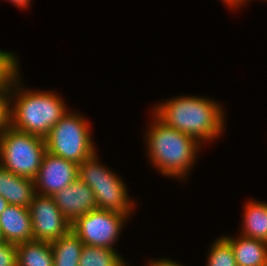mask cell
Here are the masks:
<instances>
[{
    "label": "cell",
    "instance_id": "1",
    "mask_svg": "<svg viewBox=\"0 0 267 266\" xmlns=\"http://www.w3.org/2000/svg\"><path fill=\"white\" fill-rule=\"evenodd\" d=\"M153 113L167 126L201 141H211L224 130L222 107L213 100L195 96L174 97L158 104Z\"/></svg>",
    "mask_w": 267,
    "mask_h": 266
},
{
    "label": "cell",
    "instance_id": "2",
    "mask_svg": "<svg viewBox=\"0 0 267 266\" xmlns=\"http://www.w3.org/2000/svg\"><path fill=\"white\" fill-rule=\"evenodd\" d=\"M18 79L19 73L10 84L11 102L15 101L13 108L11 105V127L45 139L51 128L68 111L67 107L51 91L23 90ZM13 97L17 99L12 100Z\"/></svg>",
    "mask_w": 267,
    "mask_h": 266
},
{
    "label": "cell",
    "instance_id": "3",
    "mask_svg": "<svg viewBox=\"0 0 267 266\" xmlns=\"http://www.w3.org/2000/svg\"><path fill=\"white\" fill-rule=\"evenodd\" d=\"M153 116L154 122L146 134L151 163L162 174L182 179L191 170L201 144L192 136L167 126L155 114Z\"/></svg>",
    "mask_w": 267,
    "mask_h": 266
},
{
    "label": "cell",
    "instance_id": "4",
    "mask_svg": "<svg viewBox=\"0 0 267 266\" xmlns=\"http://www.w3.org/2000/svg\"><path fill=\"white\" fill-rule=\"evenodd\" d=\"M46 151L42 137L11 126L0 134V165L18 176L34 180Z\"/></svg>",
    "mask_w": 267,
    "mask_h": 266
},
{
    "label": "cell",
    "instance_id": "5",
    "mask_svg": "<svg viewBox=\"0 0 267 266\" xmlns=\"http://www.w3.org/2000/svg\"><path fill=\"white\" fill-rule=\"evenodd\" d=\"M88 124L76 112L67 111L45 138L47 152L78 165L90 158L96 150Z\"/></svg>",
    "mask_w": 267,
    "mask_h": 266
},
{
    "label": "cell",
    "instance_id": "6",
    "mask_svg": "<svg viewBox=\"0 0 267 266\" xmlns=\"http://www.w3.org/2000/svg\"><path fill=\"white\" fill-rule=\"evenodd\" d=\"M97 160V153H95L79 164L78 178L93 190L97 209L129 216L135 203L129 199L124 181Z\"/></svg>",
    "mask_w": 267,
    "mask_h": 266
},
{
    "label": "cell",
    "instance_id": "7",
    "mask_svg": "<svg viewBox=\"0 0 267 266\" xmlns=\"http://www.w3.org/2000/svg\"><path fill=\"white\" fill-rule=\"evenodd\" d=\"M127 218L118 212L94 209L77 218L71 224V230L85 245L115 249L112 246Z\"/></svg>",
    "mask_w": 267,
    "mask_h": 266
},
{
    "label": "cell",
    "instance_id": "8",
    "mask_svg": "<svg viewBox=\"0 0 267 266\" xmlns=\"http://www.w3.org/2000/svg\"><path fill=\"white\" fill-rule=\"evenodd\" d=\"M29 210L33 240L53 242L71 229V223L61 213L53 196L36 193Z\"/></svg>",
    "mask_w": 267,
    "mask_h": 266
},
{
    "label": "cell",
    "instance_id": "9",
    "mask_svg": "<svg viewBox=\"0 0 267 266\" xmlns=\"http://www.w3.org/2000/svg\"><path fill=\"white\" fill-rule=\"evenodd\" d=\"M78 166L72 161L46 151L34 179L36 193L53 196L56 192L69 186L78 178Z\"/></svg>",
    "mask_w": 267,
    "mask_h": 266
},
{
    "label": "cell",
    "instance_id": "10",
    "mask_svg": "<svg viewBox=\"0 0 267 266\" xmlns=\"http://www.w3.org/2000/svg\"><path fill=\"white\" fill-rule=\"evenodd\" d=\"M64 217L72 224L77 218L97 209L93 190L79 178L53 195Z\"/></svg>",
    "mask_w": 267,
    "mask_h": 266
},
{
    "label": "cell",
    "instance_id": "11",
    "mask_svg": "<svg viewBox=\"0 0 267 266\" xmlns=\"http://www.w3.org/2000/svg\"><path fill=\"white\" fill-rule=\"evenodd\" d=\"M0 231L8 243L20 244L33 240L29 208L9 204L0 215Z\"/></svg>",
    "mask_w": 267,
    "mask_h": 266
},
{
    "label": "cell",
    "instance_id": "12",
    "mask_svg": "<svg viewBox=\"0 0 267 266\" xmlns=\"http://www.w3.org/2000/svg\"><path fill=\"white\" fill-rule=\"evenodd\" d=\"M35 194L34 180L13 174L0 165V196L9 204L29 208Z\"/></svg>",
    "mask_w": 267,
    "mask_h": 266
},
{
    "label": "cell",
    "instance_id": "13",
    "mask_svg": "<svg viewBox=\"0 0 267 266\" xmlns=\"http://www.w3.org/2000/svg\"><path fill=\"white\" fill-rule=\"evenodd\" d=\"M232 247L237 266H267V243L240 235L223 237Z\"/></svg>",
    "mask_w": 267,
    "mask_h": 266
},
{
    "label": "cell",
    "instance_id": "14",
    "mask_svg": "<svg viewBox=\"0 0 267 266\" xmlns=\"http://www.w3.org/2000/svg\"><path fill=\"white\" fill-rule=\"evenodd\" d=\"M17 266H54L50 242L30 240L17 244Z\"/></svg>",
    "mask_w": 267,
    "mask_h": 266
},
{
    "label": "cell",
    "instance_id": "15",
    "mask_svg": "<svg viewBox=\"0 0 267 266\" xmlns=\"http://www.w3.org/2000/svg\"><path fill=\"white\" fill-rule=\"evenodd\" d=\"M242 236L267 243V203L248 201L244 209Z\"/></svg>",
    "mask_w": 267,
    "mask_h": 266
},
{
    "label": "cell",
    "instance_id": "16",
    "mask_svg": "<svg viewBox=\"0 0 267 266\" xmlns=\"http://www.w3.org/2000/svg\"><path fill=\"white\" fill-rule=\"evenodd\" d=\"M54 257V266H79L84 243L70 229L59 239L50 242Z\"/></svg>",
    "mask_w": 267,
    "mask_h": 266
},
{
    "label": "cell",
    "instance_id": "17",
    "mask_svg": "<svg viewBox=\"0 0 267 266\" xmlns=\"http://www.w3.org/2000/svg\"><path fill=\"white\" fill-rule=\"evenodd\" d=\"M123 257L115 249L83 245L79 266H117Z\"/></svg>",
    "mask_w": 267,
    "mask_h": 266
},
{
    "label": "cell",
    "instance_id": "18",
    "mask_svg": "<svg viewBox=\"0 0 267 266\" xmlns=\"http://www.w3.org/2000/svg\"><path fill=\"white\" fill-rule=\"evenodd\" d=\"M216 240L211 245L207 266H237L231 245L223 237Z\"/></svg>",
    "mask_w": 267,
    "mask_h": 266
},
{
    "label": "cell",
    "instance_id": "19",
    "mask_svg": "<svg viewBox=\"0 0 267 266\" xmlns=\"http://www.w3.org/2000/svg\"><path fill=\"white\" fill-rule=\"evenodd\" d=\"M16 59L13 53L0 50V88L10 87L12 80L19 73Z\"/></svg>",
    "mask_w": 267,
    "mask_h": 266
},
{
    "label": "cell",
    "instance_id": "20",
    "mask_svg": "<svg viewBox=\"0 0 267 266\" xmlns=\"http://www.w3.org/2000/svg\"><path fill=\"white\" fill-rule=\"evenodd\" d=\"M10 87L0 88V134L11 126Z\"/></svg>",
    "mask_w": 267,
    "mask_h": 266
},
{
    "label": "cell",
    "instance_id": "21",
    "mask_svg": "<svg viewBox=\"0 0 267 266\" xmlns=\"http://www.w3.org/2000/svg\"><path fill=\"white\" fill-rule=\"evenodd\" d=\"M0 266H17V244H0Z\"/></svg>",
    "mask_w": 267,
    "mask_h": 266
},
{
    "label": "cell",
    "instance_id": "22",
    "mask_svg": "<svg viewBox=\"0 0 267 266\" xmlns=\"http://www.w3.org/2000/svg\"><path fill=\"white\" fill-rule=\"evenodd\" d=\"M149 266H182L180 264H178L175 261H172L170 259L167 258H163V259H159V260H153L149 263Z\"/></svg>",
    "mask_w": 267,
    "mask_h": 266
},
{
    "label": "cell",
    "instance_id": "23",
    "mask_svg": "<svg viewBox=\"0 0 267 266\" xmlns=\"http://www.w3.org/2000/svg\"><path fill=\"white\" fill-rule=\"evenodd\" d=\"M12 3H14V5H17V7H20L22 9L28 7L30 5L31 0H9Z\"/></svg>",
    "mask_w": 267,
    "mask_h": 266
},
{
    "label": "cell",
    "instance_id": "24",
    "mask_svg": "<svg viewBox=\"0 0 267 266\" xmlns=\"http://www.w3.org/2000/svg\"><path fill=\"white\" fill-rule=\"evenodd\" d=\"M225 4H228L229 7H237L243 4L244 2L246 3V0H223Z\"/></svg>",
    "mask_w": 267,
    "mask_h": 266
},
{
    "label": "cell",
    "instance_id": "25",
    "mask_svg": "<svg viewBox=\"0 0 267 266\" xmlns=\"http://www.w3.org/2000/svg\"><path fill=\"white\" fill-rule=\"evenodd\" d=\"M8 205L9 203L2 196H0V215Z\"/></svg>",
    "mask_w": 267,
    "mask_h": 266
},
{
    "label": "cell",
    "instance_id": "26",
    "mask_svg": "<svg viewBox=\"0 0 267 266\" xmlns=\"http://www.w3.org/2000/svg\"><path fill=\"white\" fill-rule=\"evenodd\" d=\"M117 266H127L126 264H125V261H121Z\"/></svg>",
    "mask_w": 267,
    "mask_h": 266
},
{
    "label": "cell",
    "instance_id": "27",
    "mask_svg": "<svg viewBox=\"0 0 267 266\" xmlns=\"http://www.w3.org/2000/svg\"><path fill=\"white\" fill-rule=\"evenodd\" d=\"M4 242V239L2 237L1 231H0V244Z\"/></svg>",
    "mask_w": 267,
    "mask_h": 266
}]
</instances>
